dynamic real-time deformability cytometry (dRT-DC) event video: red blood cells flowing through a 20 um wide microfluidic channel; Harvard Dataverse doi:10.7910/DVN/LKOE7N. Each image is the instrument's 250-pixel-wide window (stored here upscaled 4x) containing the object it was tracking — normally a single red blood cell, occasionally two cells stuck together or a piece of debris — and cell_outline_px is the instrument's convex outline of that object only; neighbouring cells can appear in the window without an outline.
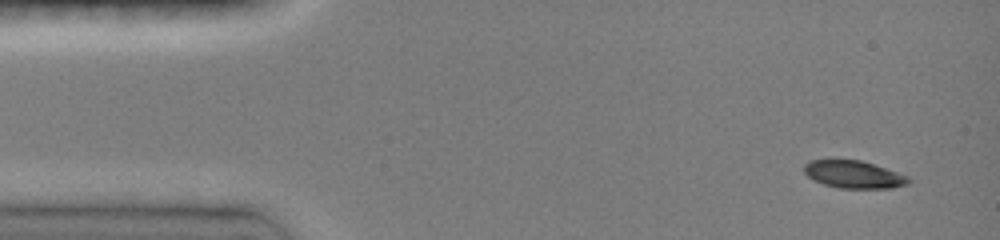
{"species": "common noctule bat (a hibernating species)", "species_latin": "Nyctalus noctula", "temperature_condition": "room temperature", "stored_images_in_passage": 8, "camera_frame_rate_fps": 3000, "um_per_image_px": 0.085, "animal": {"sex": "female", "body_mass_g": 19.0, "forearm_length_mm": 51.5}, "frame": {"image": 1, "passage_image": 1, "time_ms": 0.0, "image_size_px": [1000, 240], "cell_outline_px": [[912, 180], [908, 184], [892, 188], [840, 188], [824, 184], [812, 180], [804, 172], [804, 164], [808, 160], [832, 156], [860, 160], [908, 176]], "centroid_in_image_um": [72.47, 14.78], "position_along_channel_um": 12.5, "area_um2": 17.4}}
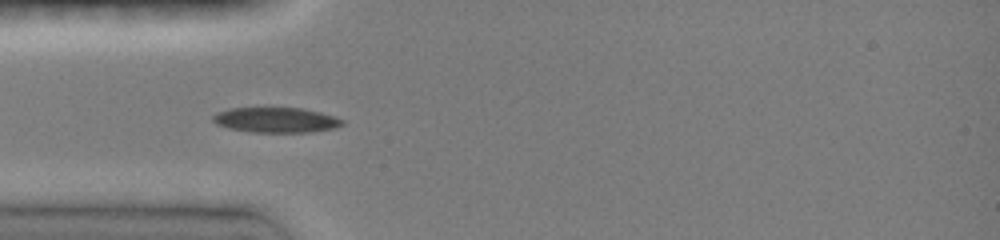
{"frame": {"image": 2, "passage_image": 5, "time_ms": 3.667, "image_size_px": [1000, 240], "cell_outline_px": [[344, 124], [336, 128], [308, 132], [252, 132], [228, 128], [216, 124], [212, 120], [212, 116], [216, 112], [228, 108], [304, 108], [320, 112], [344, 120]], "centroid_in_image_um": [23.43, 10.19], "position_along_channel_um": 61.6, "area_um2": 19.02}}
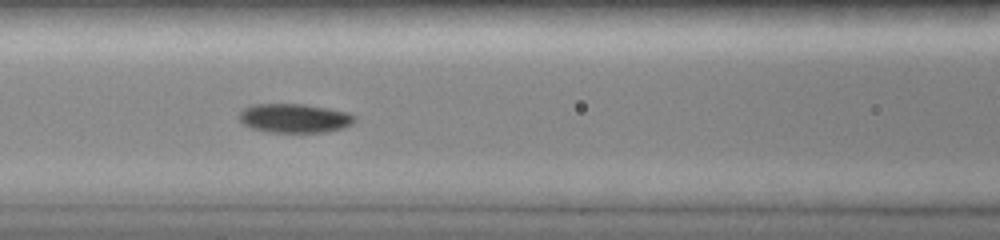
{"frame": {"image": 3, "passage_image": 7, "time_ms": 5.667, "image_size_px": [1000, 240], "cell_outline_px": [[356, 120], [352, 124], [344, 128], [324, 132], [268, 132], [252, 128], [244, 124], [236, 116], [244, 108], [252, 104], [304, 104], [328, 108], [348, 112], [356, 116]], "centroid_in_image_um": [25.04, 10.04], "position_along_channel_um": 141.6, "area_um2": 19.71}}